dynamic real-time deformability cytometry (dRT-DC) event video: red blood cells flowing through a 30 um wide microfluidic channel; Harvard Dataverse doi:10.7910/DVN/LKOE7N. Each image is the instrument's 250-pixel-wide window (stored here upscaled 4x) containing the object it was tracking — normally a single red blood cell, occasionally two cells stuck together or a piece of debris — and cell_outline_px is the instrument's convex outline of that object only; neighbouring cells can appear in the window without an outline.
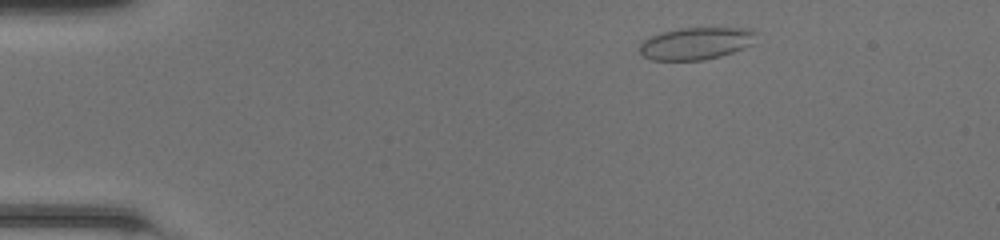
{"species": "common noctule bat (a hibernating species)", "species_latin": "Nyctalus noctula", "temperature_condition": "room temperature", "stored_images_in_passage": 46, "camera_frame_rate_fps": 3000, "um_per_image_px": 0.085, "animal": {"sex": "female", "body_mass_g": 20.0, "forearm_length_mm": 54.0}, "frame": {"image": 1, "passage_image": 5, "time_ms": 1.333, "image_size_px": [1000, 240], "cell_outline_px": [[760, 32], [752, 44], [744, 48], [720, 56], [704, 60], [652, 60], [644, 56], [640, 52], [640, 44], [644, 40], [652, 36], [664, 32], [680, 28], [752, 28]], "centroid_in_image_um": [59.23, 3.68], "position_along_channel_um": 25.8, "area_um2": 21.91}}
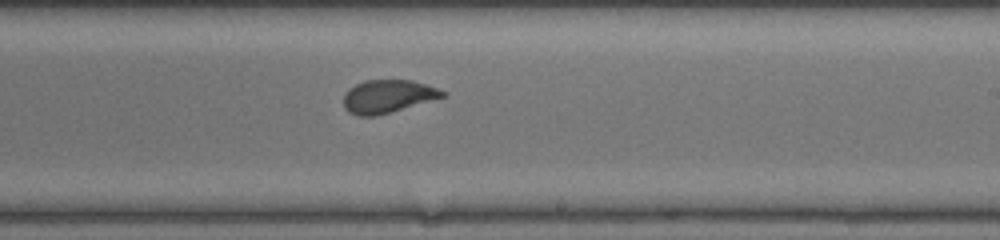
{"frame": {"image": 2, "passage_image": 27, "time_ms": 8.667, "image_size_px": [1000, 240], "cell_outline_px": [[448, 92], [444, 96], [376, 116], [356, 116], [348, 112], [344, 108], [344, 92], [348, 88], [364, 80], [412, 80]], "centroid_in_image_um": [32.89, 8.19], "position_along_channel_um": 256.1, "area_um2": 18.9}}
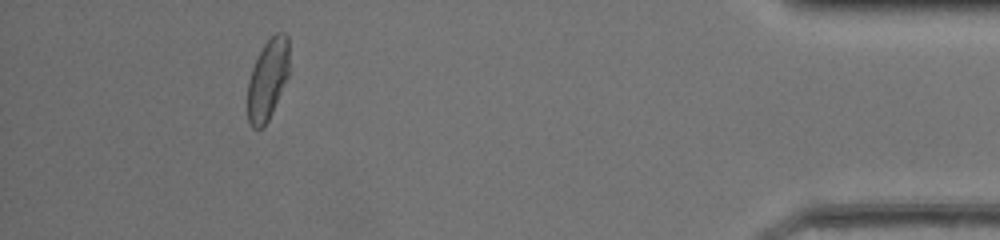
{"frame": {"image": 3, "passage_image": 42, "time_ms": 13.667, "image_size_px": [1000, 240], "cell_outline_px": [[288, 76], [268, 120], [264, 128], [252, 128], [248, 120], [248, 80], [252, 68], [264, 44], [276, 32], [284, 32], [288, 36]], "centroid_in_image_um": [22.75, 6.75], "position_along_channel_um": 412.5, "area_um2": 19.31}, "authors_computed_cell_mechanics": {"area_um2": 19.7965, "velocity_mm_per_s": 4.2763, "shape_relaxation_time_tau1_ms": 4.6569, "shape_relaxation_time_tau2_ms": null, "deformation_change_tau1": 0.1441, "deformation_change_tau2": null}}